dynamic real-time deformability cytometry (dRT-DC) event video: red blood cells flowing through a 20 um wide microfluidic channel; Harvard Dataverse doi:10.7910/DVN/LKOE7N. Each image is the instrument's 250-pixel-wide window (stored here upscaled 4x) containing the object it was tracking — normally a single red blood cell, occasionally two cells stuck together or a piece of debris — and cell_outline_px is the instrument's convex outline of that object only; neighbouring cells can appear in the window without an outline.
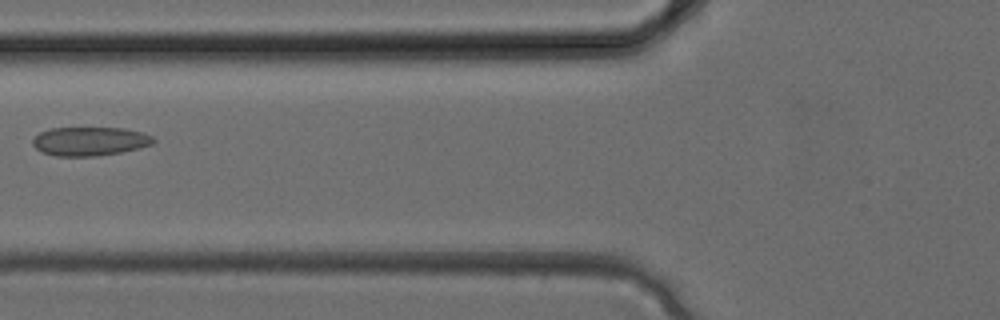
{"species": "common noctule bat (a hibernating species)", "species_latin": "Nyctalus noctula", "temperature_condition": "cold", "stored_images_in_passage": 4, "camera_frame_rate_fps": 3000, "um_per_image_px": 0.085, "animal": {"sex": "female", "body_mass_g": 24.6, "forearm_length_mm": 56.2}, "frame": {"image": 1, "passage_image": 4, "time_ms": 1.0, "image_size_px": [1000, 320], "cell_outline_px": [[156, 140], [152, 144], [140, 148], [120, 152], [96, 156], [56, 156], [40, 152], [32, 144], [32, 140], [40, 132], [52, 128], [124, 128], [140, 132], [152, 136]], "centroid_in_image_um": [7.62, 12.01], "position_along_channel_um": 118.2, "area_um2": 20.23}}